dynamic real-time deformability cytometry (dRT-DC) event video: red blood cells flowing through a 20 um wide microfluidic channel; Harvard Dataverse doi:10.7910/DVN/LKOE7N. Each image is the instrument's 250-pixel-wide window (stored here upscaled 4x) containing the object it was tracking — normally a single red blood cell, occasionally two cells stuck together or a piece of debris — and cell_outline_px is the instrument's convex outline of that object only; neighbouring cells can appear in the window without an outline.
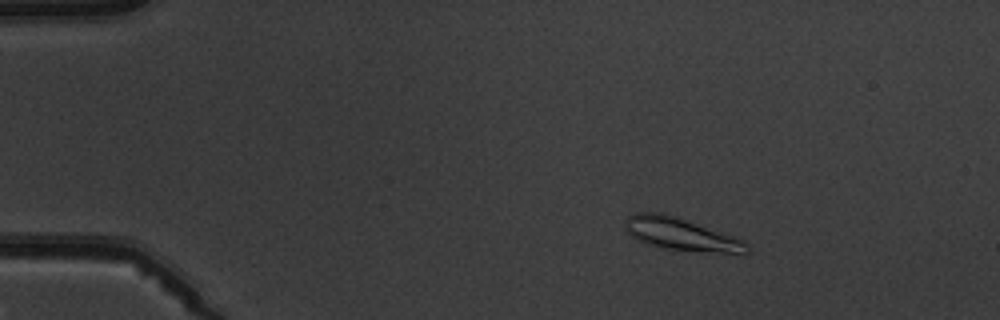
{"species": "common noctule bat (a hibernating species)", "species_latin": "Nyctalus noctula", "temperature_condition": "warm", "stored_images_in_passage": 6, "camera_frame_rate_fps": 3000, "um_per_image_px": 0.085, "animal": {"sex": "male", "body_mass_g": 19.5, "forearm_length_mm": 54.6}, "frame": {"image": 1, "passage_image": 3, "time_ms": 2.667, "image_size_px": [1000, 320], "cell_outline_px": [[748, 252], [720, 252], [664, 248], [648, 244], [632, 236], [628, 232], [624, 224], [624, 220], [628, 216], [636, 212], [660, 212], [676, 216], [744, 240], [748, 244]], "centroid_in_image_um": [57.83, 19.87], "position_along_channel_um": 27.2, "area_um2": 22.48}}